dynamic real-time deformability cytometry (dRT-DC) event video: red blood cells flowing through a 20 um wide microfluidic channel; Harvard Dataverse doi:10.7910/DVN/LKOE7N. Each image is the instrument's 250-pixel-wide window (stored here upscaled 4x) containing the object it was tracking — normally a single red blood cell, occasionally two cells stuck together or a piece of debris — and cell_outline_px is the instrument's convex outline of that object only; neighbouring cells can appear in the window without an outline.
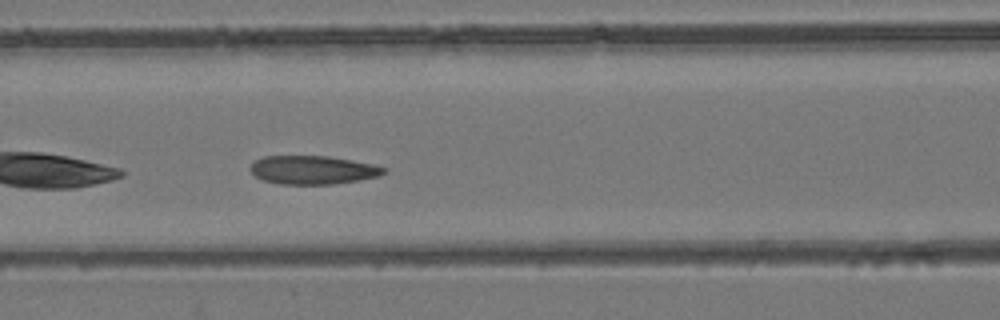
{"species": "common noctule bat (a hibernating species)", "species_latin": "Nyctalus noctula", "temperature_condition": "room temperature", "stored_images_in_passage": 7, "segment_of_instrument_passage": [1, 2], "camera_frame_rate_fps": 3000, "um_per_image_px": 0.085, "animal": {"sex": "female", "body_mass_g": 24.6, "forearm_length_mm": 56.2}, "frame": {"image": 1, "passage_image": 6, "time_ms": 1.667, "image_size_px": [1000, 320], "cell_outline_px": [[388, 172], [380, 176], [360, 180], [332, 184], [280, 184], [264, 180], [256, 176], [248, 168], [256, 160], [264, 156], [328, 156], [352, 160], [372, 164], [388, 168]], "centroid_in_image_um": [26.64, 14.44], "position_along_channel_um": 140.0, "area_um2": 22.25}}